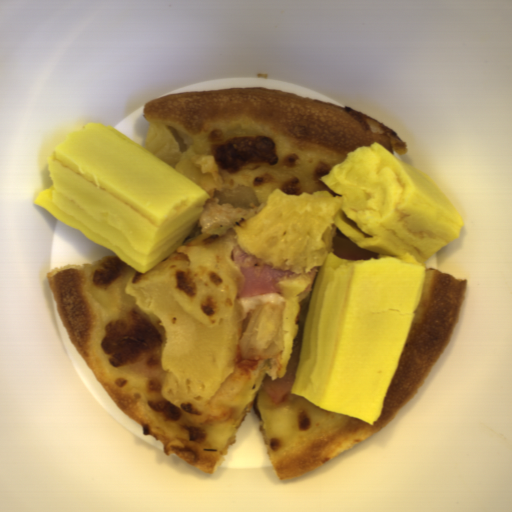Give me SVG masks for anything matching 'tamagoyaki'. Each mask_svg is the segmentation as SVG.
Returning <instances> with one entry per match:
<instances>
[{"instance_id":"2","label":"tamagoyaki","mask_w":512,"mask_h":512,"mask_svg":"<svg viewBox=\"0 0 512 512\" xmlns=\"http://www.w3.org/2000/svg\"><path fill=\"white\" fill-rule=\"evenodd\" d=\"M51 185L33 204L145 273L191 235L211 196L104 123L68 133L47 157Z\"/></svg>"},{"instance_id":"1","label":"tamagoyaki","mask_w":512,"mask_h":512,"mask_svg":"<svg viewBox=\"0 0 512 512\" xmlns=\"http://www.w3.org/2000/svg\"><path fill=\"white\" fill-rule=\"evenodd\" d=\"M342 195L335 223L379 253L329 252L309 299L290 394L371 427L400 365L431 257L461 238L457 205L426 173L373 143L319 178Z\"/></svg>"}]
</instances>
